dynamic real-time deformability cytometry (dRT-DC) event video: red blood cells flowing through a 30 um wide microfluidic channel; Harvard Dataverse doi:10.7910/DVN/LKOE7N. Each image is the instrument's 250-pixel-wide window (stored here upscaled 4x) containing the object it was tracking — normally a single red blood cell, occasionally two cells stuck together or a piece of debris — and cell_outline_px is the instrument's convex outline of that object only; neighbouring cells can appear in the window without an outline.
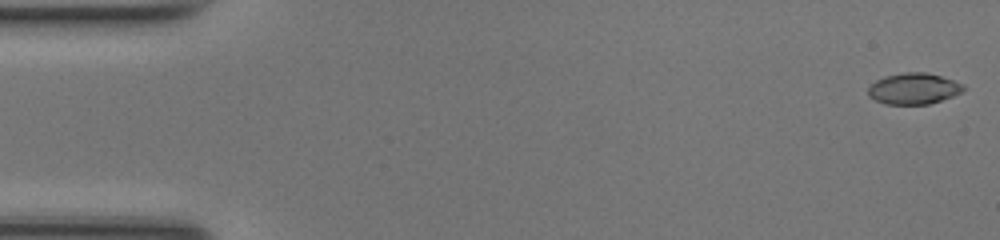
{"species": "common noctule bat (a hibernating species)", "species_latin": "Nyctalus noctula", "temperature_condition": "room temperature", "stored_images_in_passage": 49, "camera_frame_rate_fps": 3000, "um_per_image_px": 0.085, "animal": {"sex": "female", "body_mass_g": 17.0, "forearm_length_mm": 48.0}, "frame": {"image": 1, "passage_image": 1, "time_ms": 0.0, "image_size_px": [1000, 240], "cell_outline_px": [[964, 88], [960, 92], [952, 96], [928, 104], [884, 104], [868, 96], [868, 88], [876, 80], [884, 76], [904, 72], [924, 72], [940, 76], [964, 84]], "centroid_in_image_um": [77.62, 7.53], "position_along_channel_um": 7.4, "area_um2": 17.11}}
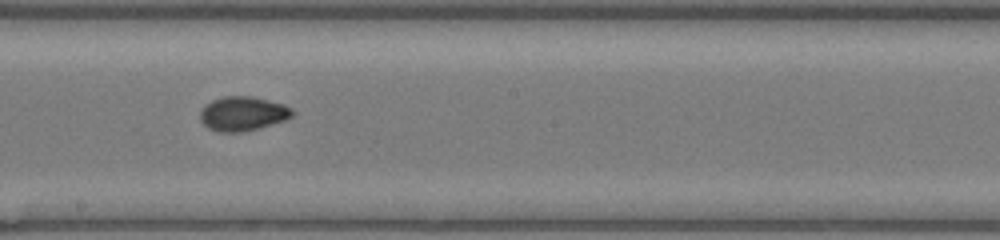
{"frame": {"image": 2, "passage_image": 27, "time_ms": 8.667, "image_size_px": [1000, 240], "cell_outline_px": [[296, 112], [292, 116], [284, 120], [260, 128], [244, 132], [216, 132], [208, 128], [200, 120], [200, 112], [204, 104], [212, 100], [224, 96], [252, 96], [284, 104], [292, 108]], "centroid_in_image_um": [20.63, 9.66], "position_along_channel_um": 227.6, "area_um2": 18.67}}
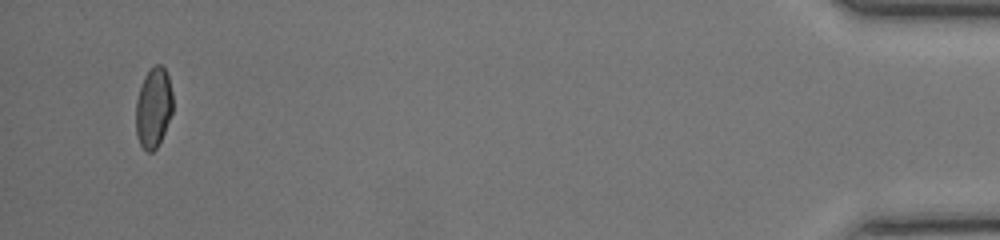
{"frame": {"image": 3, "passage_image": 47, "time_ms": 15.333, "image_size_px": [1000, 240], "cell_outline_px": [[172, 112], [164, 132], [156, 148], [152, 152], [148, 152], [140, 144], [136, 136], [136, 100], [144, 76], [156, 64], [160, 64], [164, 68], [168, 76], [172, 92]], "centroid_in_image_um": [13.04, 9.15], "position_along_channel_um": 422.2, "area_um2": 17.05}, "authors_computed_cell_mechanics": {"area_um2": 17.6868, "velocity_mm_per_s": 4.2537, "shape_relaxation_time_tau1_ms": 5.8794, "shape_relaxation_time_tau2_ms": 1.1991, "deformation_change_tau1": 0.1474, "deformation_change_tau2": 0.05}}